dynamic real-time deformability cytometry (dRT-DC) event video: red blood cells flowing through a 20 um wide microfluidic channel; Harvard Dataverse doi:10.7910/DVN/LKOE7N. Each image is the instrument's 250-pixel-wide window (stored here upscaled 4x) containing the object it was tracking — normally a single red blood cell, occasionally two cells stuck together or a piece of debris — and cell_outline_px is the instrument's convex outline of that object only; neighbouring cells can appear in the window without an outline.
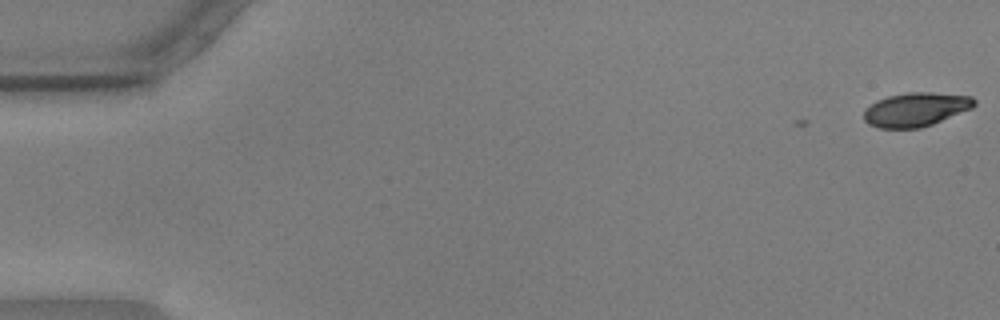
{"species": "common noctule bat (a hibernating species)", "species_latin": "Nyctalus noctula", "temperature_condition": "warm", "stored_images_in_passage": 3, "camera_frame_rate_fps": 3000, "um_per_image_px": 0.085, "animal": {"sex": "male", "body_mass_g": 17.9, "forearm_length_mm": 54.2}, "frame": {"image": 1, "passage_image": 3, "time_ms": 0.667, "image_size_px": [1000, 320], "cell_outline_px": [[976, 104], [972, 108], [932, 124], [920, 128], [880, 128], [868, 124], [864, 120], [864, 108], [876, 100], [888, 96], [908, 92], [932, 92], [972, 96], [976, 100]], "centroid_in_image_um": [77.83, 9.29], "position_along_channel_um": 7.2, "area_um2": 21.91}}